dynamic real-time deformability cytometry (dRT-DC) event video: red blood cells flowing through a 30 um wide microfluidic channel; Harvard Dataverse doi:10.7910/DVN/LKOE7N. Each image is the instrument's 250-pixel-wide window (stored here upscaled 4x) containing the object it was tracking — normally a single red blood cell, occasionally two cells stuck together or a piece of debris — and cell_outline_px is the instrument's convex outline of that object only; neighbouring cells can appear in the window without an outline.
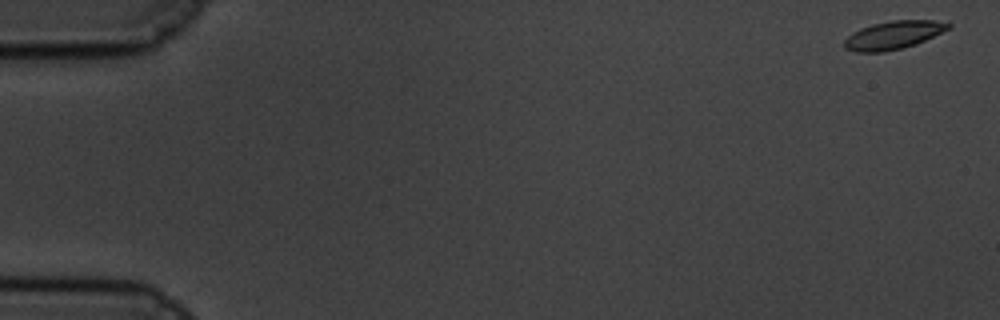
{"species": "common noctule bat (a hibernating species)", "species_latin": "Nyctalus noctula", "temperature_condition": "cold", "stored_images_in_passage": 60, "camera_frame_rate_fps": 3000, "um_per_image_px": 0.085, "animal": {"sex": "male", "body_mass_g": 19.5, "forearm_length_mm": 54.6}, "frame": {"image": 1, "passage_image": 1, "time_ms": 0.0, "image_size_px": [1000, 320], "cell_outline_px": [[952, 28], [916, 44], [884, 52], [856, 52], [844, 48], [844, 40], [852, 32], [860, 28], [872, 24], [892, 20], [932, 20], [952, 24]], "centroid_in_image_um": [75.93, 2.98], "position_along_channel_um": 9.1, "area_um2": 17.11}}
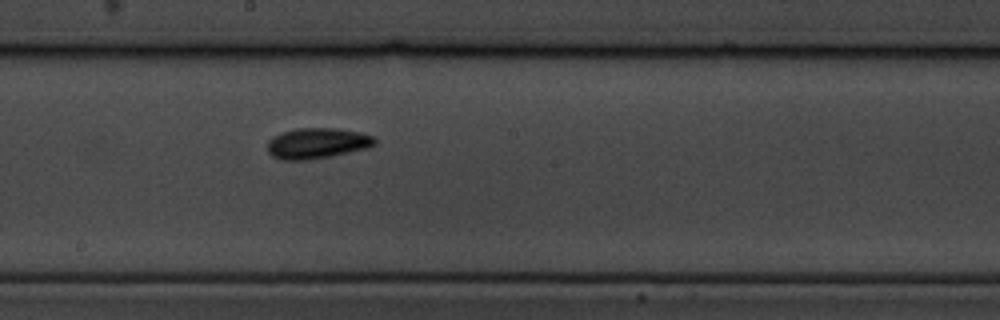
{"frame": {"image": 2, "passage_image": 33, "time_ms": 10.667, "image_size_px": [1000, 320], "cell_outline_px": [[376, 144], [368, 148], [332, 156], [308, 160], [284, 160], [272, 156], [268, 152], [268, 140], [272, 136], [280, 132], [296, 128], [336, 128], [360, 132], [376, 136]], "centroid_in_image_um": [26.97, 12.17], "position_along_channel_um": 221.2, "area_um2": 19.48}}
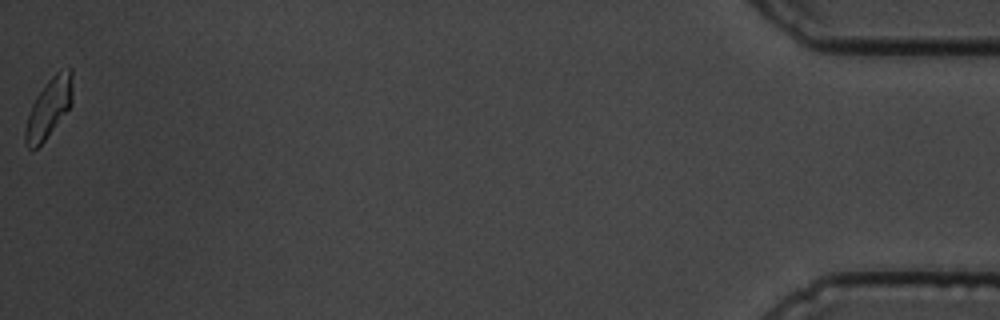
{"frame": {"image": 3, "passage_image": 60, "time_ms": 19.667, "image_size_px": [1000, 320], "cell_outline_px": [[72, 104], [44, 140], [36, 148], [28, 148], [24, 144], [24, 128], [32, 104], [36, 96], [48, 80], [60, 68], [72, 68]], "centroid_in_image_um": [4.14, 9.14], "position_along_channel_um": 431.1, "area_um2": 16.24}, "authors_computed_cell_mechanics": {"area_um2": 17.1666, "velocity_mm_per_s": 3.3564, "shape_relaxation_time_tau1_ms": 4.0633, "shape_relaxation_time_tau2_ms": 4.0223, "deformation_change_tau1": 0.1124, "deformation_change_tau2": 0.0835}}